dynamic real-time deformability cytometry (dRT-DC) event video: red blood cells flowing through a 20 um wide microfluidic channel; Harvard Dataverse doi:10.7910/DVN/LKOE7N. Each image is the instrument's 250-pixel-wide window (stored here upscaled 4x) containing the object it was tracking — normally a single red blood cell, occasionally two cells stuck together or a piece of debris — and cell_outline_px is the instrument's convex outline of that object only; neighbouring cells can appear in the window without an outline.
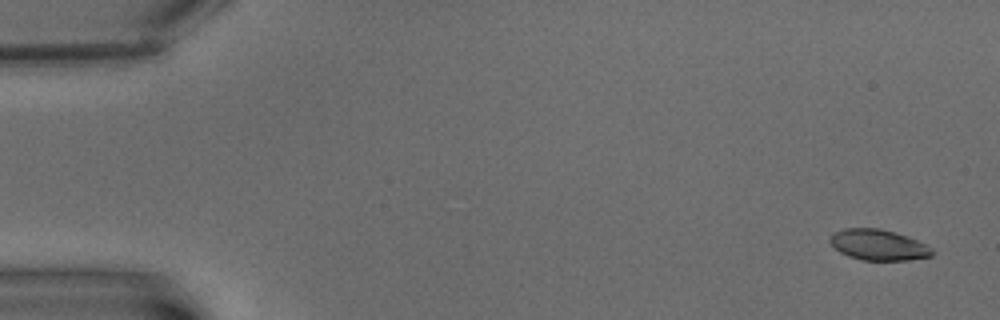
{"species": "common noctule bat (a hibernating species)", "species_latin": "Nyctalus noctula", "temperature_condition": "warm", "stored_images_in_passage": 6, "camera_frame_rate_fps": 3000, "um_per_image_px": 0.085, "animal": {"sex": "male", "body_mass_g": 15.6}, "frame": {"image": 1, "passage_image": 1, "time_ms": 0.0, "image_size_px": [1000, 320], "cell_outline_px": [[932, 256], [908, 260], [860, 260], [848, 256], [840, 252], [828, 240], [832, 232], [844, 228], [880, 228], [896, 232], [916, 240], [932, 248]], "centroid_in_image_um": [74.62, 20.81], "position_along_channel_um": 10.4, "area_um2": 18.32}}
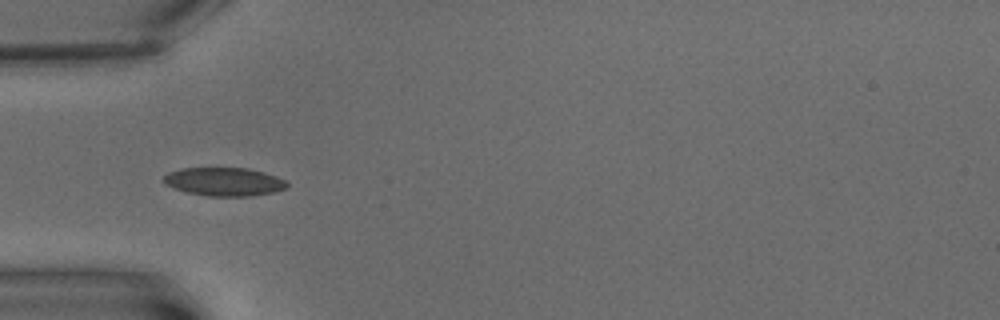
{"frame": {"image": 2, "passage_image": 5, "time_ms": 6.333, "image_size_px": [1000, 320], "cell_outline_px": [[288, 188], [276, 192], [252, 196], [208, 196], [184, 192], [164, 184], [164, 176], [168, 172], [180, 168], [248, 168], [264, 172], [276, 176], [284, 180], [288, 184]], "centroid_in_image_um": [19.06, 15.45], "position_along_channel_um": 65.9, "area_um2": 20.63}}